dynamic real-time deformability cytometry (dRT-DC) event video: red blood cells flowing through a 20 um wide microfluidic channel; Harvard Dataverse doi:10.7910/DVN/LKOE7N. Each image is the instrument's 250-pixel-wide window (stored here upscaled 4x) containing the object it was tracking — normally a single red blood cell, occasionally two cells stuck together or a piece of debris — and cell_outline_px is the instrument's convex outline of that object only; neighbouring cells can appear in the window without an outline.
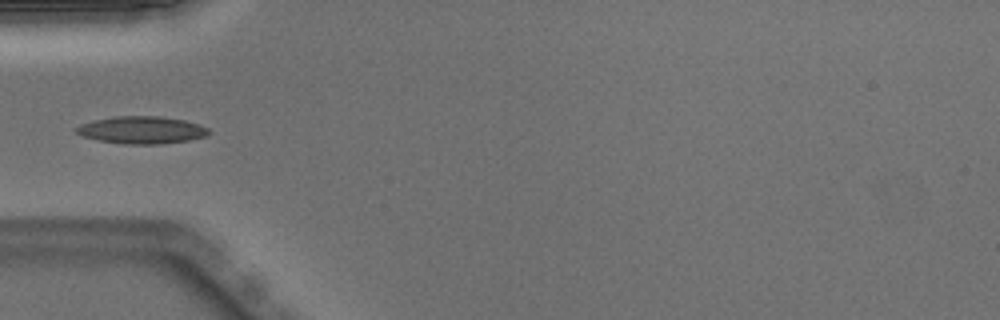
{"species": "Egyptian fruit bat (a non-hibernating species)", "species_latin": "Rousettus aegyptiacus", "temperature_condition": "warm", "stored_images_in_passage": 35, "camera_frame_rate_fps": 3000, "um_per_image_px": 0.085, "animal": {"sex": "male"}, "frame": {"image": 1, "passage_image": 1, "time_ms": 0.0, "image_size_px": [1000, 320], "cell_outline_px": [[208, 136], [188, 140], [160, 144], [124, 144], [100, 140], [80, 136], [72, 128], [80, 124], [96, 120], [116, 116], [160, 116], [184, 120], [200, 124], [208, 128]], "centroid_in_image_um": [12.03, 11.05], "position_along_channel_um": 73.0, "area_um2": 21.15}}
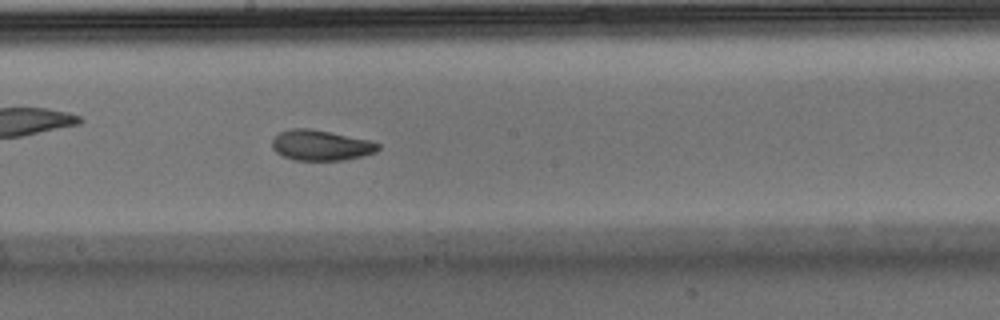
{"frame": {"image": 2, "passage_image": 12, "time_ms": 3.667, "image_size_px": [1000, 320], "cell_outline_px": [[380, 148], [376, 152], [364, 156], [344, 160], [292, 160], [276, 152], [272, 148], [272, 136], [280, 132], [292, 128], [308, 128], [368, 140], [380, 144]], "centroid_in_image_um": [27.25, 12.36], "position_along_channel_um": 221.0, "area_um2": 18.79}}
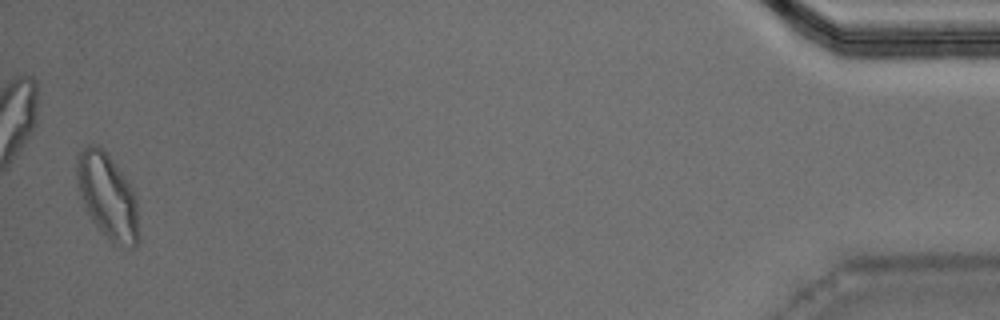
{"frame": {"image": 3, "passage_image": 34, "time_ms": 11.0, "image_size_px": [1000, 320], "cell_outline_px": [[140, 236], [136, 248], [132, 248], [112, 244], [96, 228], [80, 196], [76, 176], [76, 152], [84, 144], [96, 144], [104, 148], [108, 152], [132, 188], [136, 196]], "centroid_in_image_um": [9.14, 16.67], "position_along_channel_um": 426.1, "area_um2": 31.79}}